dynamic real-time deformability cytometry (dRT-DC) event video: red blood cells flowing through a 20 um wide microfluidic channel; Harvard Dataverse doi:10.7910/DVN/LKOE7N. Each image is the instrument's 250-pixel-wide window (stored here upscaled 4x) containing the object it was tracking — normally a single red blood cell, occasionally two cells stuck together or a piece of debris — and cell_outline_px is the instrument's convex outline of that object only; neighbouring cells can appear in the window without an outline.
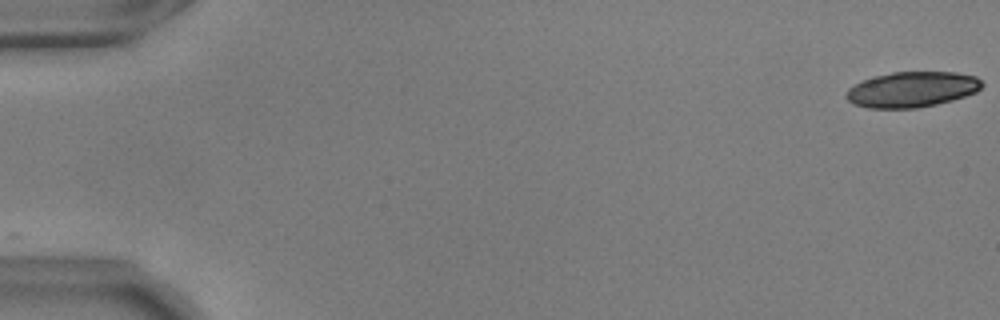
{"species": "common noctule bat (a hibernating species)", "species_latin": "Nyctalus noctula", "temperature_condition": "warm", "stored_images_in_passage": 22, "camera_frame_rate_fps": 3000, "um_per_image_px": 0.085, "animal": {"sex": "male", "body_mass_g": 17.9, "forearm_length_mm": 54.2}, "frame": {"image": 1, "passage_image": 1, "time_ms": 0.0, "image_size_px": [1000, 320], "cell_outline_px": [[984, 84], [976, 92], [952, 100], [936, 104], [916, 108], [868, 108], [852, 104], [844, 96], [848, 88], [864, 80], [876, 76], [892, 72], [956, 72], [976, 76]], "centroid_in_image_um": [77.51, 7.6], "position_along_channel_um": 7.5, "area_um2": 28.03}}
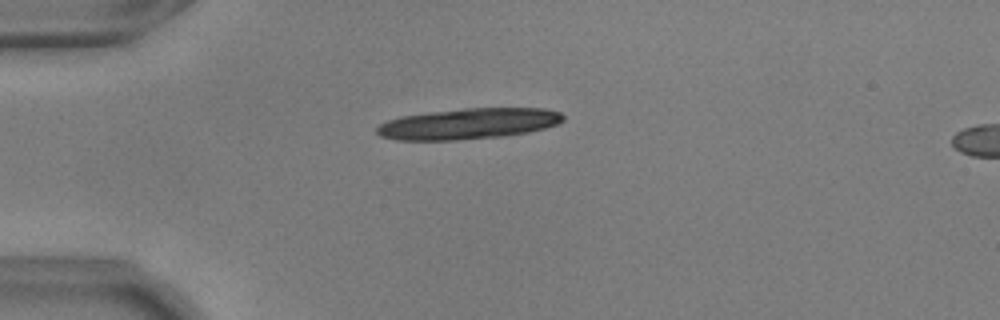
{"frame": {"image": 2, "passage_image": 15, "time_ms": 4.667, "image_size_px": [1000, 320], "cell_outline_px": [[564, 120], [556, 124], [544, 128], [528, 132], [504, 136], [456, 140], [396, 140], [380, 136], [376, 132], [376, 128], [380, 124], [388, 120], [400, 116], [428, 112], [464, 108], [544, 108], [560, 112], [564, 116]], "centroid_in_image_um": [39.8, 10.51], "position_along_channel_um": 45.2, "area_um2": 33.58}}